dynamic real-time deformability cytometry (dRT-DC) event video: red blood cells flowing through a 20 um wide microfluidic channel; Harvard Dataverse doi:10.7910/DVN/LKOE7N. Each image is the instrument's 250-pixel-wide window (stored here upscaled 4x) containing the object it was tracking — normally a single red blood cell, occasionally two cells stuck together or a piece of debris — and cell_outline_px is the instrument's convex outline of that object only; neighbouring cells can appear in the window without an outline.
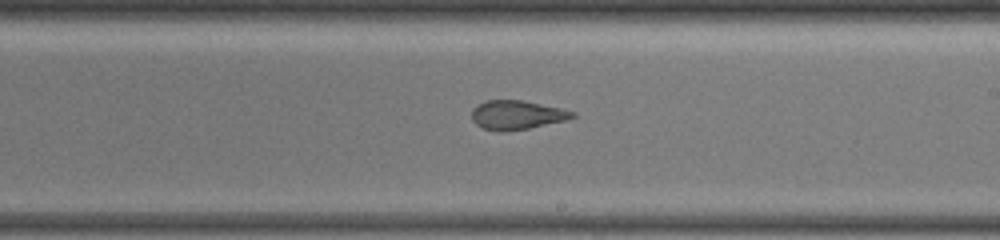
{"species": "common noctule bat (a hibernating species)", "species_latin": "Nyctalus noctula", "temperature_condition": "warm", "stored_images_in_passage": 13, "camera_frame_rate_fps": 3000, "um_per_image_px": 0.085, "animal": {"sex": "female", "body_mass_g": 19.5, "forearm_length_mm": 54.1}, "frame": {"image": 1, "passage_image": 8, "time_ms": 5.0, "image_size_px": [1000, 240], "cell_outline_px": [[576, 116], [564, 120], [528, 128], [504, 132], [496, 132], [480, 128], [472, 120], [472, 112], [480, 104], [488, 100], [520, 100], [560, 108], [576, 112]], "centroid_in_image_um": [43.9, 9.79], "position_along_channel_um": 245.1, "area_um2": 16.82}}
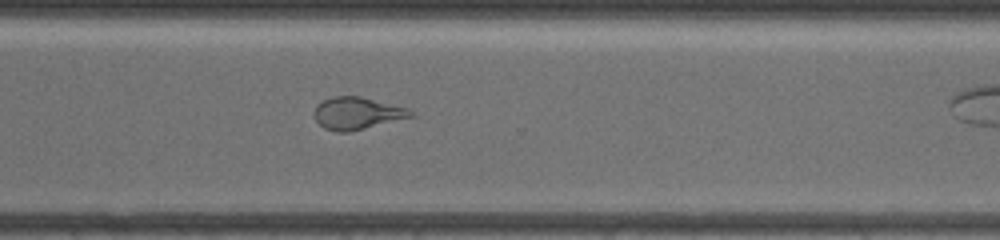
{"frame": {"image": 2, "passage_image": 11, "time_ms": 7.667, "image_size_px": [1000, 240], "cell_outline_px": [[412, 116], [348, 132], [336, 132], [324, 128], [316, 120], [312, 112], [316, 104], [324, 100], [336, 96], [360, 96], [408, 108], [412, 112]], "centroid_in_image_um": [30.28, 9.62], "position_along_channel_um": 340.3, "area_um2": 17.86}}